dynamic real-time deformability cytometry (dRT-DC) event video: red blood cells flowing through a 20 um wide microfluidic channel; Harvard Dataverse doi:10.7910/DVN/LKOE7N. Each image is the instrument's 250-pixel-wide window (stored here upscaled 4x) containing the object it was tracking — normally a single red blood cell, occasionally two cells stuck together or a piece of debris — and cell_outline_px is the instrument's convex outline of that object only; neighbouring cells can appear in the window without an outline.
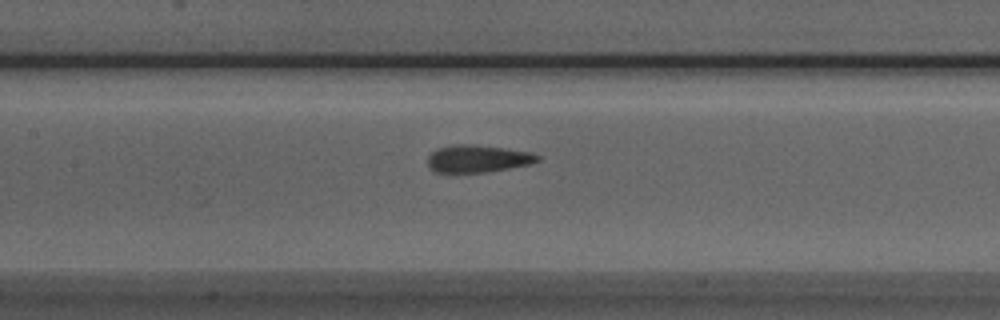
{"species": "Egyptian fruit bat (a non-hibernating species)", "species_latin": "Rousettus aegyptiacus", "temperature_condition": "room temperature", "stored_images_in_passage": 42, "camera_frame_rate_fps": 3000, "um_per_image_px": 0.085, "animal": {"sex": "male"}, "frame": {"image": 1, "passage_image": 23, "time_ms": 7.333, "image_size_px": [1000, 320], "cell_outline_px": [[540, 160], [528, 164], [508, 168], [484, 172], [436, 172], [428, 168], [428, 156], [436, 148], [452, 144], [472, 144], [504, 148], [532, 152], [540, 156]], "centroid_in_image_um": [40.57, 13.47], "position_along_channel_um": 166.8, "area_um2": 17.51}}
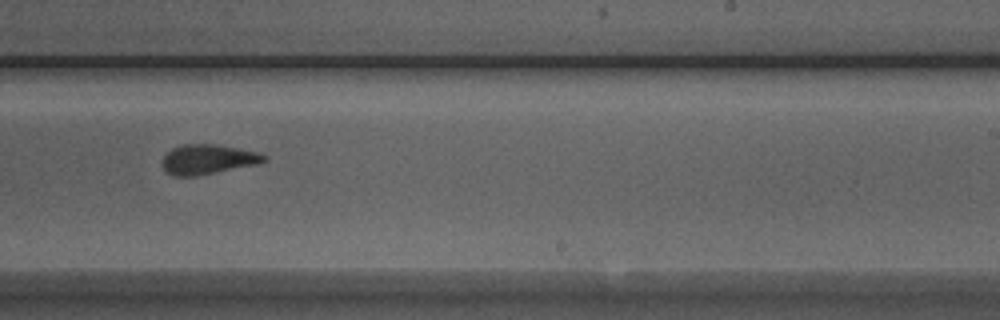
{"frame": {"image": 2, "passage_image": 31, "time_ms": 10.0, "image_size_px": [1000, 320], "cell_outline_px": [[268, 160], [256, 164], [192, 176], [176, 176], [168, 172], [160, 164], [164, 156], [172, 148], [184, 144], [216, 144], [256, 152], [268, 156]], "centroid_in_image_um": [17.65, 13.53], "position_along_channel_um": 271.4, "area_um2": 17.28}}
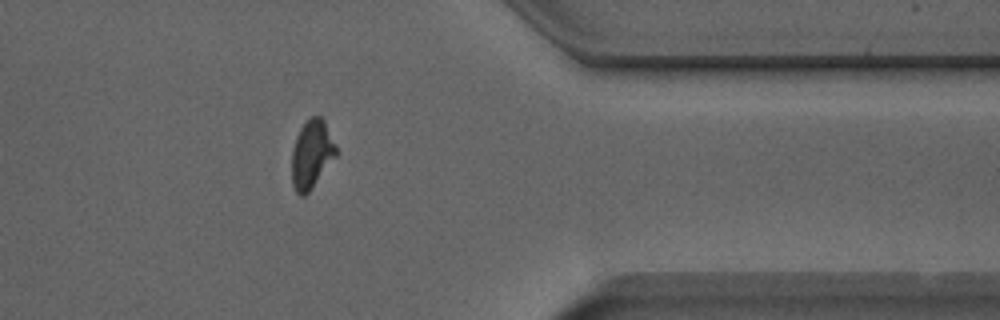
{"frame": {"image": 3, "passage_image": 41, "time_ms": 13.333, "image_size_px": [1000, 320], "cell_outline_px": [[336, 156], [308, 192], [304, 196], [300, 196], [296, 192], [292, 184], [292, 148], [296, 136], [300, 128], [312, 116], [320, 116], [324, 120], [336, 148]], "centroid_in_image_um": [26.46, 13.11], "position_along_channel_um": 384.9, "area_um2": 17.28}}